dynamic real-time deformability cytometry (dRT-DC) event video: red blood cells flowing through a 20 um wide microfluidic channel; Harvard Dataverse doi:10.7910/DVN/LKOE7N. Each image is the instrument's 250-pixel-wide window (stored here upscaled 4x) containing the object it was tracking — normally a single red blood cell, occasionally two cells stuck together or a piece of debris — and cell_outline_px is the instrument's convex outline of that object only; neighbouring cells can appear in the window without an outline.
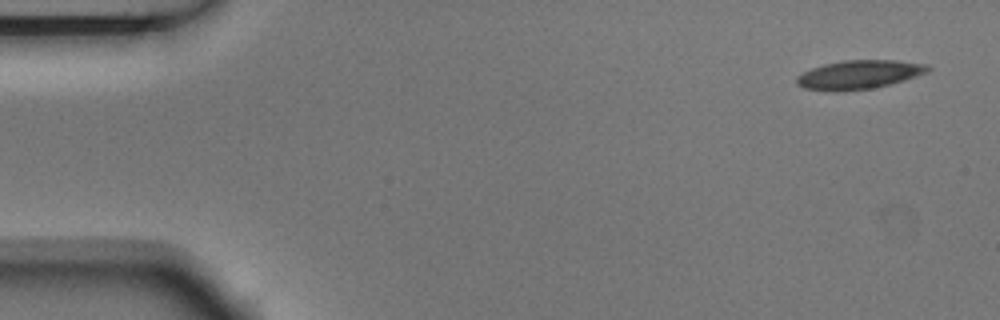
{"species": "Egyptian fruit bat (a non-hibernating species)", "species_latin": "Rousettus aegyptiacus", "temperature_condition": "room temperature", "stored_images_in_passage": 4, "camera_frame_rate_fps": 3000, "um_per_image_px": 0.085, "animal": {"sex": "male"}, "frame": {"image": 1, "passage_image": 1, "time_ms": 0.0, "image_size_px": [1000, 320], "cell_outline_px": [[932, 68], [928, 72], [916, 76], [888, 84], [872, 88], [836, 92], [804, 88], [796, 84], [796, 76], [812, 68], [824, 64], [844, 60], [896, 60], [928, 64]], "centroid_in_image_um": [73.01, 6.34], "position_along_channel_um": 12.0, "area_um2": 21.96}}
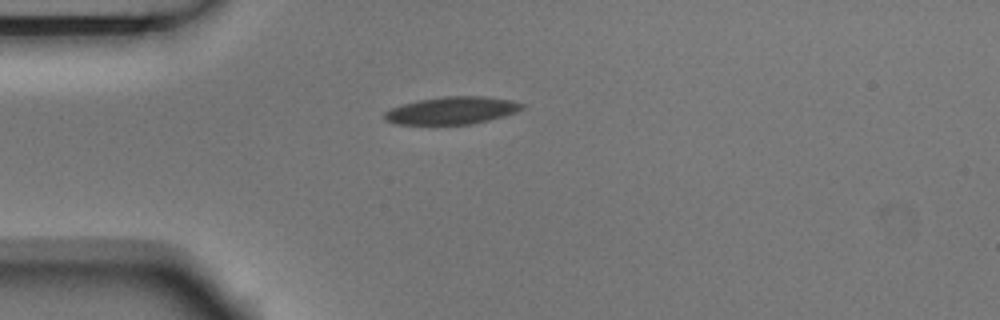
{"frame": {"image": 2, "passage_image": 4, "time_ms": 1.0, "image_size_px": [1000, 320], "cell_outline_px": [[524, 108], [516, 112], [504, 116], [472, 124], [396, 124], [384, 120], [384, 112], [392, 108], [404, 104], [420, 100], [444, 96], [484, 96], [512, 100], [524, 104]], "centroid_in_image_um": [38.44, 9.39], "position_along_channel_um": 46.6, "area_um2": 21.91}}